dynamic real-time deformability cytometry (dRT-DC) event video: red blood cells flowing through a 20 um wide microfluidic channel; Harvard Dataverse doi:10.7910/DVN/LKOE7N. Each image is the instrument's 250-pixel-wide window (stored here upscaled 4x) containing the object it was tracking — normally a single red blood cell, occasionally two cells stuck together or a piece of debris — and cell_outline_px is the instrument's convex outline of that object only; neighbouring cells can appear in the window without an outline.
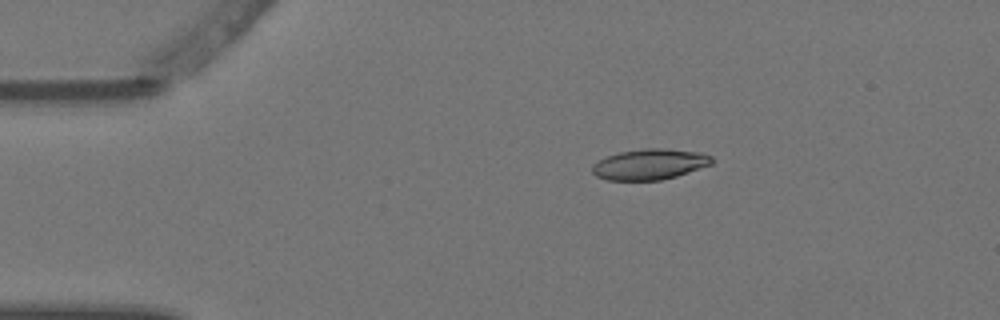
{"species": "Egyptian fruit bat (a non-hibernating species)", "species_latin": "Rousettus aegyptiacus", "temperature_condition": "warm", "stored_images_in_passage": 7, "camera_frame_rate_fps": 3000, "um_per_image_px": 0.085, "animal": {"sex": "female"}, "frame": {"image": 1, "passage_image": 1, "time_ms": 0.0, "image_size_px": [1000, 320], "cell_outline_px": [[712, 164], [676, 176], [660, 180], [608, 180], [596, 176], [592, 172], [592, 164], [608, 156], [620, 152], [644, 148], [664, 148], [700, 152], [712, 156]], "centroid_in_image_um": [55.22, 13.96], "position_along_channel_um": 29.8, "area_um2": 21.27}}
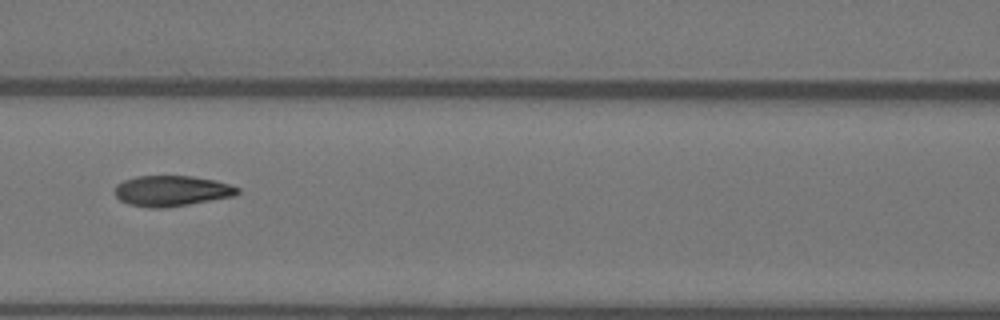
{"frame": {"image": 2, "passage_image": 4, "time_ms": 1.0, "image_size_px": [1000, 320], "cell_outline_px": [[240, 192], [236, 196], [164, 208], [148, 208], [128, 204], [120, 200], [116, 196], [116, 184], [124, 180], [136, 176], [192, 176], [216, 180], [240, 188]], "centroid_in_image_um": [14.61, 16.22], "position_along_channel_um": 152.0, "area_um2": 21.96}}
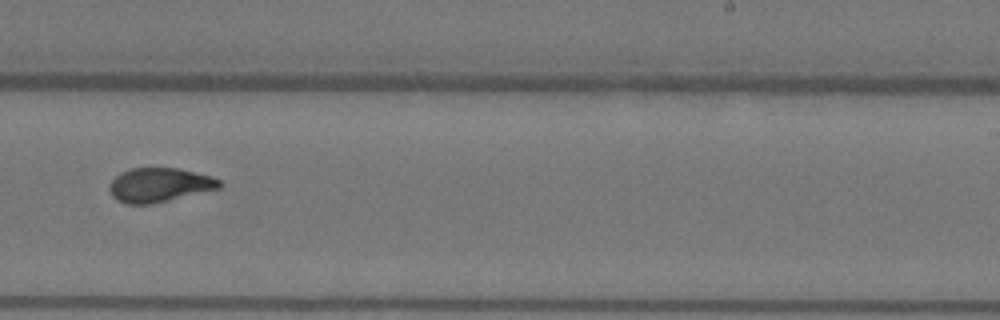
{"frame": {"image": 3, "passage_image": 7, "time_ms": 2.0, "image_size_px": [1000, 320], "cell_outline_px": [[224, 184], [220, 188], [152, 204], [124, 204], [116, 200], [112, 196], [108, 188], [108, 184], [120, 172], [128, 168], [180, 168], [212, 176], [220, 180]], "centroid_in_image_um": [13.53, 15.72], "position_along_channel_um": 275.5, "area_um2": 22.2}}